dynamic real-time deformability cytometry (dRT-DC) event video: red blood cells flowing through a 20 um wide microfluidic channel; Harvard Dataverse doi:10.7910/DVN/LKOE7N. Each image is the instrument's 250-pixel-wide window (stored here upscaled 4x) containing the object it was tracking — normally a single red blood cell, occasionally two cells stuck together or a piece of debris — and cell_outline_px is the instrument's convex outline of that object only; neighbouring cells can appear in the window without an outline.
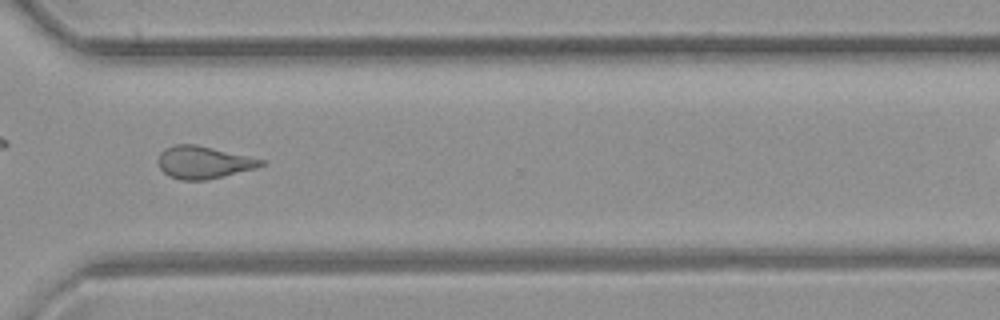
{"species": "common noctule bat (a hibernating species)", "species_latin": "Nyctalus noctula", "temperature_condition": "room temperature", "stored_images_in_passage": 30, "camera_frame_rate_fps": 3000, "um_per_image_px": 0.085, "animal": {"sex": "female", "body_mass_g": 21.9}, "frame": {"image": 1, "passage_image": 26, "time_ms": 8.333, "image_size_px": [1000, 320], "cell_outline_px": [[264, 164], [256, 168], [208, 180], [180, 180], [168, 176], [160, 168], [156, 160], [160, 152], [176, 144], [196, 144], [264, 160]], "centroid_in_image_um": [17.26, 13.81], "position_along_channel_um": 353.3, "area_um2": 19.36}}